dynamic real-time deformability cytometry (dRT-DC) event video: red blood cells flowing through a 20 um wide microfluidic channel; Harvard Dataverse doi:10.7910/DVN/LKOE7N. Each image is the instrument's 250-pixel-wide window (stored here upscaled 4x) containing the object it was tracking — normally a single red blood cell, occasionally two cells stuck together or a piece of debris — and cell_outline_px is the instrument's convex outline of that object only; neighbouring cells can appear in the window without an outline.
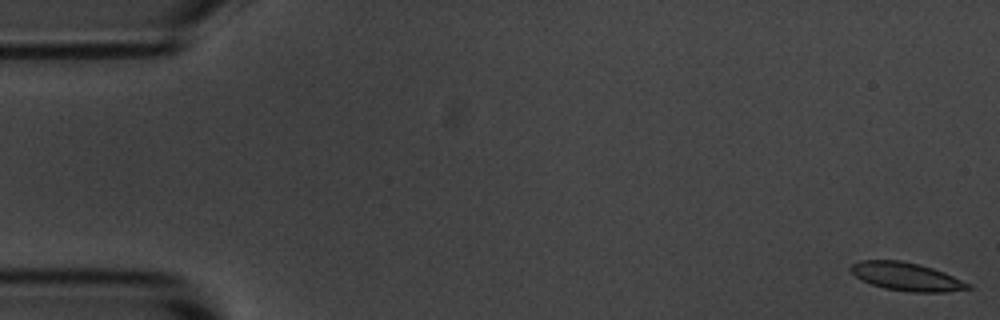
{"species": "common noctule bat (a hibernating species)", "species_latin": "Nyctalus noctula", "temperature_condition": "room temperature", "stored_images_in_passage": 57, "camera_frame_rate_fps": 3000, "um_per_image_px": 0.085, "animal": {"sex": "male", "body_mass_g": 20.1, "forearm_length_mm": 53.5}, "frame": {"image": 1, "passage_image": 1, "time_ms": 0.0, "image_size_px": [1000, 320], "cell_outline_px": [[972, 288], [948, 292], [908, 292], [884, 288], [872, 284], [856, 276], [848, 268], [852, 264], [860, 260], [900, 260], [920, 264], [944, 272], [972, 284]], "centroid_in_image_um": [77.08, 23.51], "position_along_channel_um": 7.9, "area_um2": 19.31}}
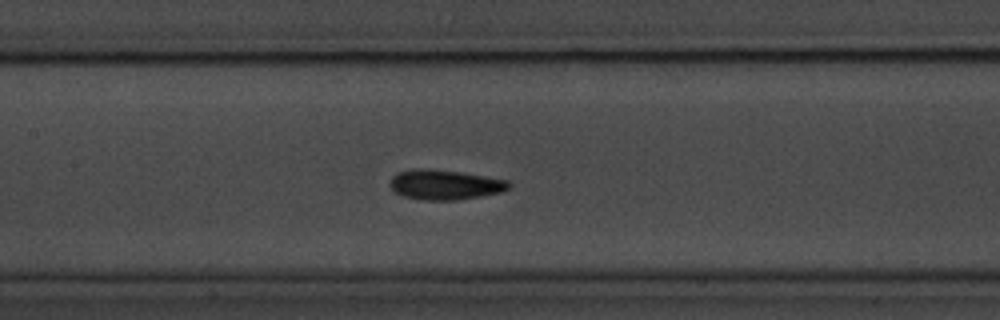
{"frame": {"image": 2, "passage_image": 26, "time_ms": 8.333, "image_size_px": [1000, 320], "cell_outline_px": [[512, 184], [508, 188], [500, 192], [480, 196], [456, 200], [420, 200], [404, 196], [396, 192], [388, 184], [392, 176], [396, 172], [416, 168], [424, 168], [460, 172], [508, 180]], "centroid_in_image_um": [37.77, 15.69], "position_along_channel_um": 169.6, "area_um2": 20.69}}
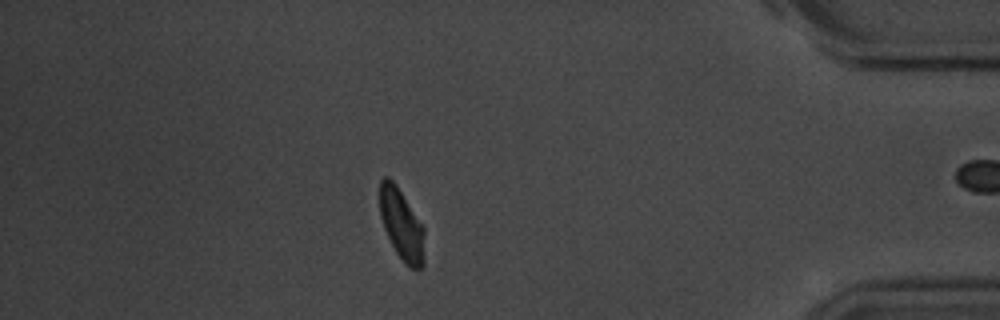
{"frame": {"image": 3, "passage_image": 49, "time_ms": 16.0, "image_size_px": [1000, 320], "cell_outline_px": [[424, 264], [420, 268], [412, 268], [396, 252], [384, 228], [380, 216], [380, 180], [384, 176], [388, 176], [396, 184], [424, 228]], "centroid_in_image_um": [34.13, 19.05], "position_along_channel_um": 401.1, "area_um2": 18.15}, "authors_computed_cell_mechanics": {"area_um2": 19.7098, "velocity_mm_per_s": 3.5592, "shape_relaxation_time_tau1_ms": 3.2388, "shape_relaxation_time_tau2_ms": 1.5588, "deformation_change_tau1": 0.0845, "deformation_change_tau2": 0.056}}